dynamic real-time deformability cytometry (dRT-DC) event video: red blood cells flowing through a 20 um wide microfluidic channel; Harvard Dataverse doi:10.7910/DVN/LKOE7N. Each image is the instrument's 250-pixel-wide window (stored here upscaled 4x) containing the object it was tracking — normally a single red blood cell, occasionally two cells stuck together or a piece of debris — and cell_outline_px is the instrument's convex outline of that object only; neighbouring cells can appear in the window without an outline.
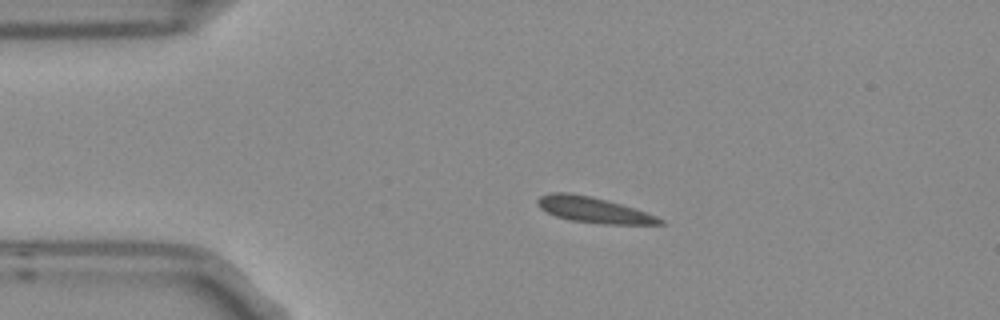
{"species": "Egyptian fruit bat (a non-hibernating species)", "species_latin": "Rousettus aegyptiacus", "temperature_condition": "room temperature", "stored_images_in_passage": 4, "camera_frame_rate_fps": 3000, "um_per_image_px": 0.085, "frame": {"image": 1, "passage_image": 3, "time_ms": 0.667, "image_size_px": [1000, 320], "cell_outline_px": [[664, 224], [604, 224], [572, 220], [556, 216], [540, 208], [536, 204], [536, 200], [540, 196], [552, 192], [568, 192], [588, 196], [620, 204], [656, 216], [664, 220]], "centroid_in_image_um": [50.41, 17.84], "position_along_channel_um": 34.6, "area_um2": 17.86}}